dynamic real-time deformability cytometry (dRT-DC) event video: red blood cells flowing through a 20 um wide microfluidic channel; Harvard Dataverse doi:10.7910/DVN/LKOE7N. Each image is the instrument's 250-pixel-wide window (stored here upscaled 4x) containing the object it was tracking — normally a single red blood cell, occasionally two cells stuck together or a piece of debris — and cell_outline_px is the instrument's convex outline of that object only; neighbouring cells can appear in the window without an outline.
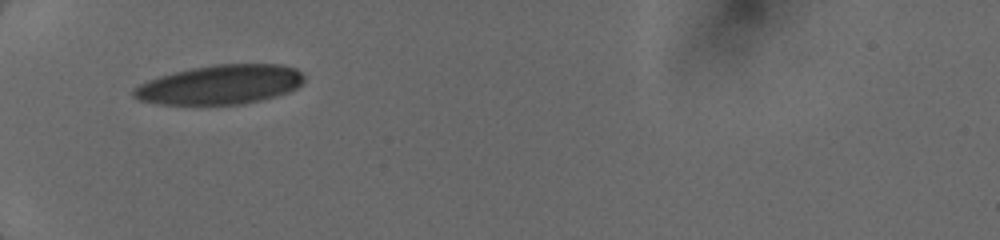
{"species": "human", "species_latin": "Homo sapiens", "temperature_condition": "cold", "stored_images_in_passage": 25, "camera_frame_rate_fps": 3000, "um_per_image_px": 0.085, "donor": {"sex": "female"}, "frame": {"image": 1, "passage_image": 1, "time_ms": 0.0, "image_size_px": [1000, 240], "cell_outline_px": [[304, 80], [296, 88], [288, 92], [276, 96], [260, 100], [240, 104], [160, 104], [140, 100], [132, 96], [132, 88], [148, 80], [160, 76], [192, 68], [216, 64], [280, 64], [296, 68], [304, 76]], "centroid_in_image_um": [18.72, 7.19], "position_along_channel_um": 66.3, "area_um2": 38.84}}
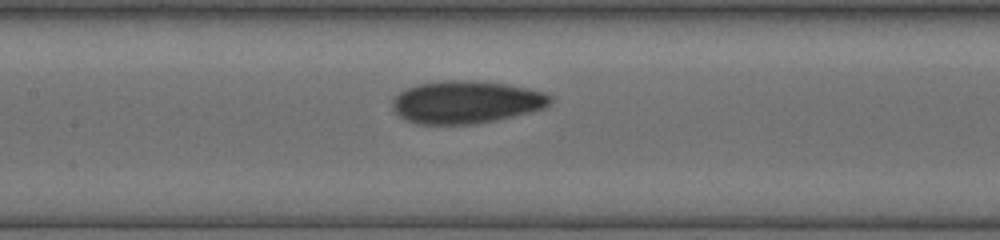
{"frame": {"image": 2, "passage_image": 12, "time_ms": 2.667, "image_size_px": [1000, 240], "cell_outline_px": [[552, 100], [544, 108], [496, 120], [476, 124], [416, 124], [404, 120], [392, 108], [392, 100], [400, 92], [416, 84], [444, 80], [472, 80], [508, 84], [528, 88], [544, 92], [552, 96]], "centroid_in_image_um": [39.6, 8.67], "position_along_channel_um": 167.8, "area_um2": 39.3}}
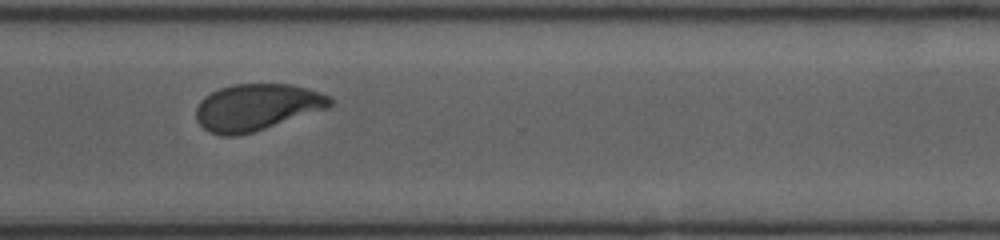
{"frame": {"image": 3, "passage_image": 24, "time_ms": 7.0, "image_size_px": [1000, 240], "cell_outline_px": [[332, 104], [328, 108], [252, 132], [236, 136], [220, 136], [208, 132], [196, 120], [196, 108], [200, 100], [204, 96], [220, 88], [232, 84], [292, 84], [320, 92], [328, 96], [332, 100]], "centroid_in_image_um": [21.78, 9.11], "position_along_channel_um": 348.8, "area_um2": 36.3}}